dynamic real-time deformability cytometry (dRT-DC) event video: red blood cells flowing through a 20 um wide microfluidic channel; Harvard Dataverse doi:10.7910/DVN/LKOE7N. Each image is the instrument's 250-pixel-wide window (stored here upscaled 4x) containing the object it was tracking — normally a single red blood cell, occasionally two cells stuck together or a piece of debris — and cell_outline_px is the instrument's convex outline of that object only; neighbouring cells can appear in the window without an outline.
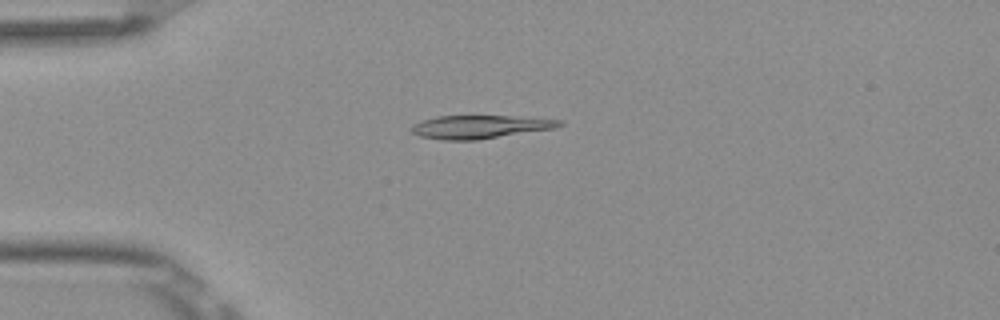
{"species": "Egyptian fruit bat (a non-hibernating species)", "species_latin": "Rousettus aegyptiacus", "temperature_condition": "room temperature", "stored_images_in_passage": 6, "camera_frame_rate_fps": 3000, "um_per_image_px": 0.085, "frame": {"image": 1, "passage_image": 3, "time_ms": 0.667, "image_size_px": [1000, 320], "cell_outline_px": [[564, 124], [556, 128], [476, 140], [440, 140], [420, 136], [412, 132], [412, 124], [420, 120], [436, 116], [512, 116], [564, 120]], "centroid_in_image_um": [40.79, 10.78], "position_along_channel_um": 44.2, "area_um2": 20.11}}
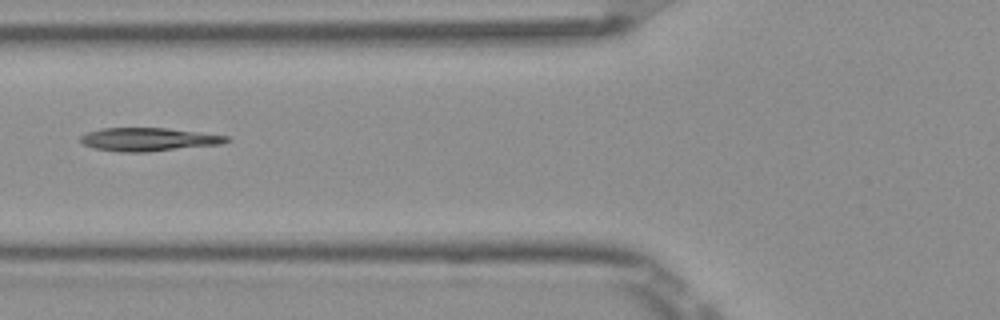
{"frame": {"image": 2, "passage_image": 5, "time_ms": 1.333, "image_size_px": [1000, 320], "cell_outline_px": [[232, 140], [224, 144], [144, 152], [120, 152], [92, 148], [84, 144], [80, 140], [80, 136], [88, 132], [100, 128], [168, 128], [228, 136]], "centroid_in_image_um": [12.64, 11.85], "position_along_channel_um": 113.2, "area_um2": 19.88}}
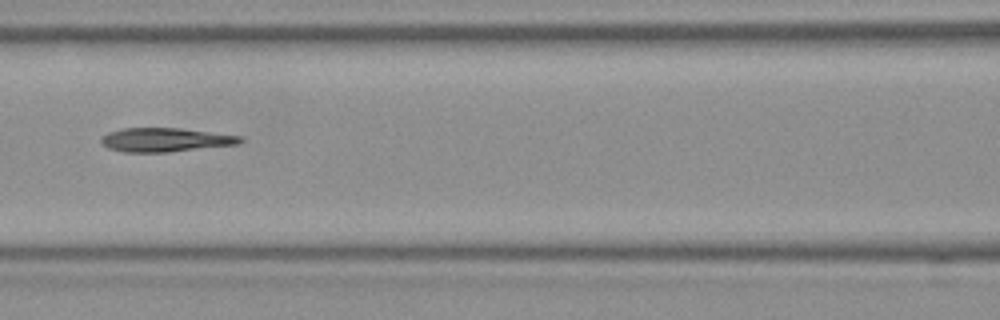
{"frame": {"image": 3, "passage_image": 6, "time_ms": 1.667, "image_size_px": [1000, 320], "cell_outline_px": [[244, 140], [240, 144], [168, 152], [124, 152], [108, 148], [100, 140], [100, 136], [108, 132], [124, 128], [180, 128], [244, 136]], "centroid_in_image_um": [14.08, 11.88], "position_along_channel_um": 152.5, "area_um2": 19.48}}